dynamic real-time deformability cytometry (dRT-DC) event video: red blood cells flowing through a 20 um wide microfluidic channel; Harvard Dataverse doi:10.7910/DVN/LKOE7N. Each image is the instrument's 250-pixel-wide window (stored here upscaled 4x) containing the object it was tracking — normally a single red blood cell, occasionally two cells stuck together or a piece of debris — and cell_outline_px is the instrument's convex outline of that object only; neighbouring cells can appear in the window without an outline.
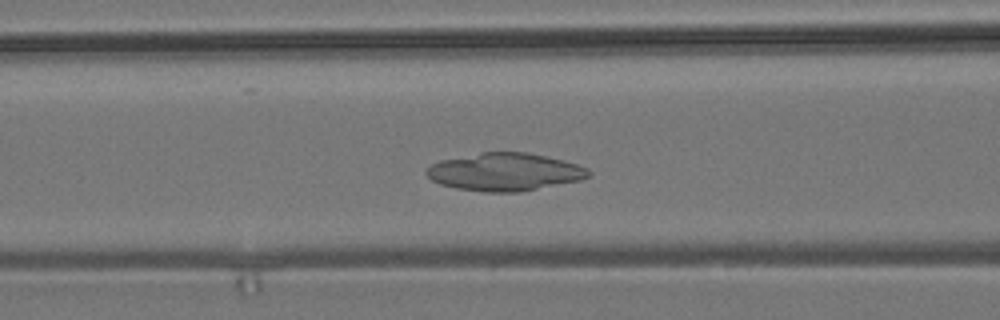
{"species": "common noctule bat (a hibernating species)", "species_latin": "Nyctalus noctula", "temperature_condition": "room temperature", "stored_images_in_passage": 31, "camera_frame_rate_fps": 3000, "um_per_image_px": 0.085, "animal": {"sex": "male", "body_mass_g": 19.2, "forearm_length_mm": 51.8}, "frame": {"image": 1, "passage_image": 11, "time_ms": 3.333, "image_size_px": [1000, 320], "cell_outline_px": [[592, 172], [588, 176], [580, 180], [520, 192], [484, 192], [456, 188], [440, 184], [432, 180], [424, 172], [432, 164], [440, 160], [480, 152], [528, 152], [576, 164], [588, 168]], "centroid_in_image_um": [42.88, 14.61], "position_along_channel_um": 123.7, "area_um2": 35.55}}
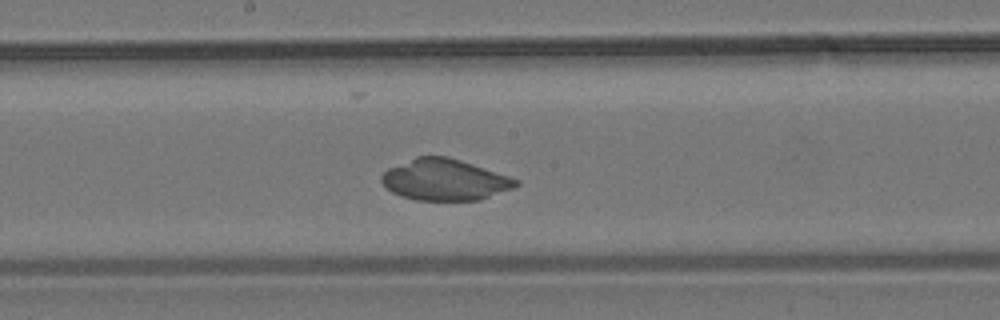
{"frame": {"image": 2, "passage_image": 18, "time_ms": 5.667, "image_size_px": [1000, 320], "cell_outline_px": [[520, 184], [512, 188], [480, 200], [416, 200], [400, 196], [392, 192], [380, 180], [380, 176], [388, 168], [416, 156], [448, 156], [520, 180]], "centroid_in_image_um": [37.78, 15.28], "position_along_channel_um": 210.4, "area_um2": 32.14}}
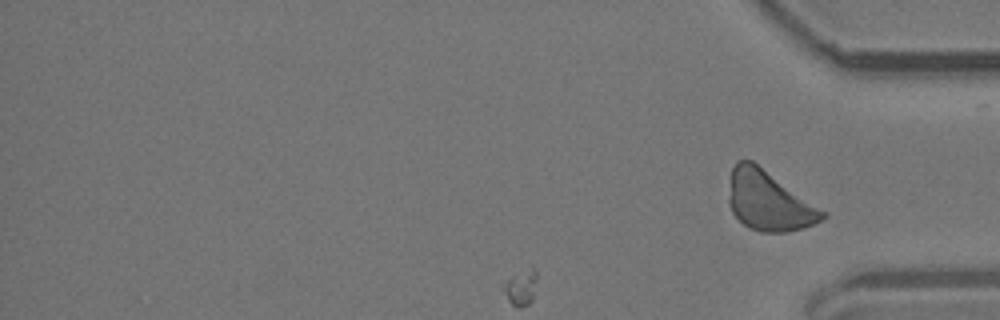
{"frame": {"image": 3, "passage_image": 31, "time_ms": 10.0, "image_size_px": [1000, 320], "cell_outline_px": [[828, 216], [804, 228], [788, 232], [760, 232], [748, 228], [732, 212], [728, 204], [728, 196], [732, 168], [736, 160], [752, 160], [828, 212]], "centroid_in_image_um": [65.36, 17.08], "position_along_channel_um": 369.8, "area_um2": 32.77}}